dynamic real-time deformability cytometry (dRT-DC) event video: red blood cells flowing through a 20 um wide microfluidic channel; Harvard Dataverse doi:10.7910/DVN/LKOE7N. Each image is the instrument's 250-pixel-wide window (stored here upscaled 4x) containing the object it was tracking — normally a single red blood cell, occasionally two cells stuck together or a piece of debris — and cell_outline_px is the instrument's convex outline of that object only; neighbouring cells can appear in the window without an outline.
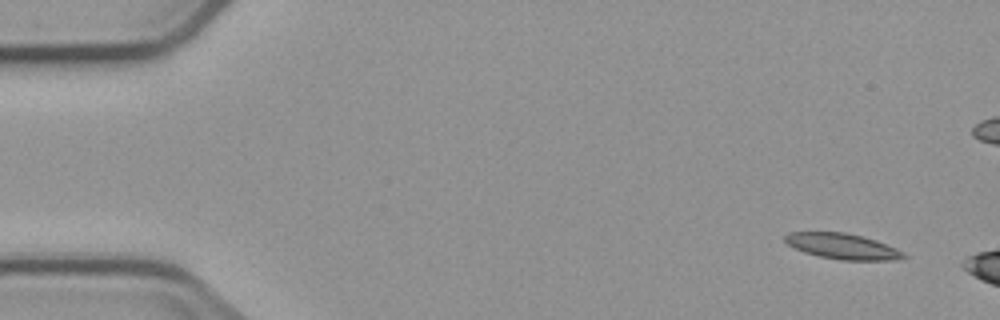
{"species": "common noctule bat (a hibernating species)", "species_latin": "Nyctalus noctula", "temperature_condition": "cold", "stored_images_in_passage": 7, "camera_frame_rate_fps": 3000, "um_per_image_px": 0.085, "animal": {"sex": "male", "body_mass_g": 23.1, "forearm_length_mm": 52.7}, "frame": {"image": 1, "passage_image": 1, "time_ms": 0.0, "image_size_px": [1000, 320], "cell_outline_px": [[908, 256], [896, 260], [844, 260], [820, 256], [804, 252], [788, 244], [784, 240], [784, 236], [788, 232], [844, 232], [864, 236], [876, 240], [896, 248], [904, 252]], "centroid_in_image_um": [71.64, 20.92], "position_along_channel_um": 13.4, "area_um2": 17.69}}
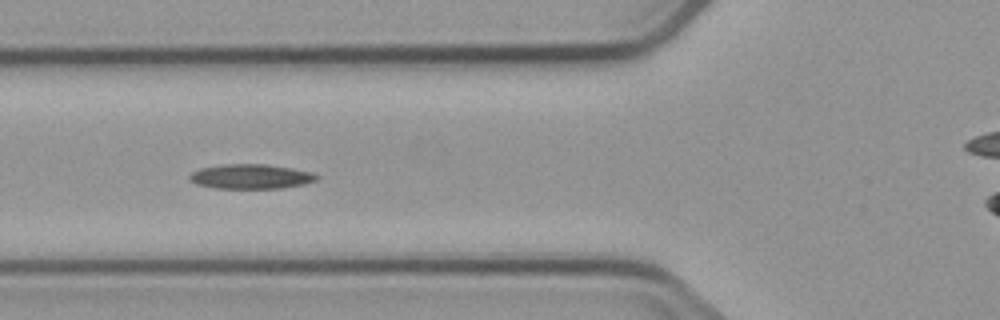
{"frame": {"image": 2, "passage_image": 6, "time_ms": 5.667, "image_size_px": [1000, 320], "cell_outline_px": [[320, 176], [316, 180], [304, 184], [280, 188], [216, 188], [196, 184], [188, 180], [188, 176], [192, 172], [200, 168], [224, 164], [268, 164], [292, 168], [312, 172]], "centroid_in_image_um": [21.31, 15.0], "position_along_channel_um": 104.5, "area_um2": 18.32}}